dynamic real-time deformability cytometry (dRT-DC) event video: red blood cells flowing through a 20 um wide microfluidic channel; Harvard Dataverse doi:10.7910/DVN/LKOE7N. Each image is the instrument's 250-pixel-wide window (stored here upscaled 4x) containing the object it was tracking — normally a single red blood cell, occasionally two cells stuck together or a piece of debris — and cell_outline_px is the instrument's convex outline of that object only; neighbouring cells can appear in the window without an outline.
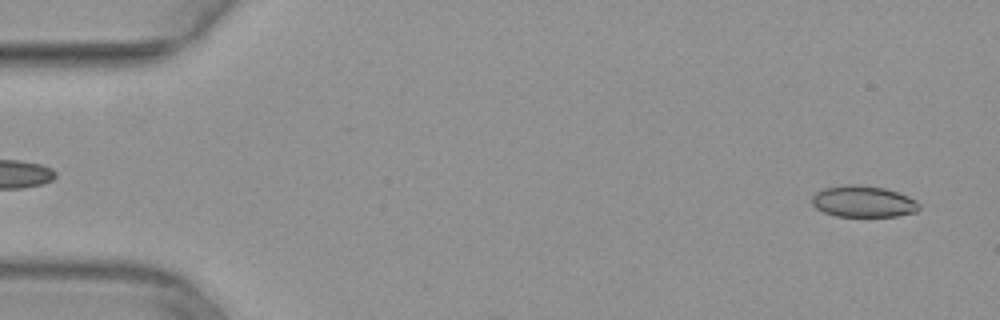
{"species": "common noctule bat (a hibernating species)", "species_latin": "Nyctalus noctula", "temperature_condition": "warm", "stored_images_in_passage": 6, "camera_frame_rate_fps": 3000, "um_per_image_px": 0.085, "animal": {"sex": "female", "body_mass_g": 29.2, "forearm_length_mm": 56.3}, "frame": {"image": 1, "passage_image": 2, "time_ms": 0.333, "image_size_px": [1000, 320], "cell_outline_px": [[920, 208], [916, 212], [896, 216], [836, 216], [824, 212], [816, 208], [812, 204], [812, 196], [816, 192], [824, 188], [844, 184], [856, 184], [884, 188], [908, 196], [916, 200], [920, 204]], "centroid_in_image_um": [73.37, 17.12], "position_along_channel_um": 11.6, "area_um2": 19.65}}